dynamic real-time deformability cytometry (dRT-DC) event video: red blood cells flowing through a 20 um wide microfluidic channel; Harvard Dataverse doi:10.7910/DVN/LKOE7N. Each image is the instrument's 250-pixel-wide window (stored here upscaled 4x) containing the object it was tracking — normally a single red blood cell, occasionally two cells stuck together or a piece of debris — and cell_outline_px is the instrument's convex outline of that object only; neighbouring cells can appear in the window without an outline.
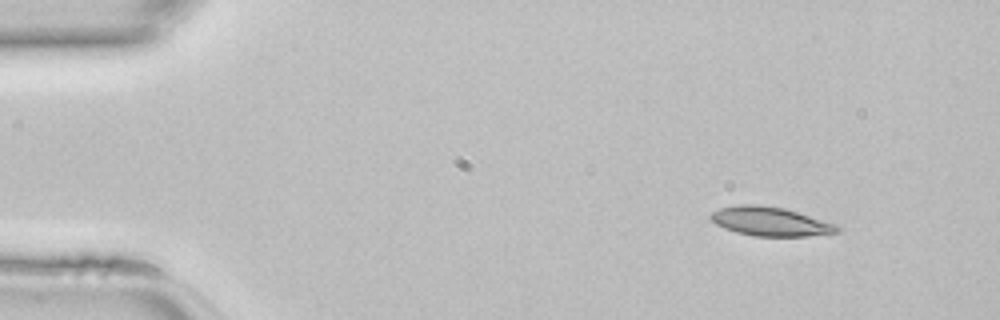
{"species": "common noctule bat (a hibernating species)", "species_latin": "Nyctalus noctula", "temperature_condition": "room temperature", "stored_images_in_passage": 42, "camera_frame_rate_fps": 3000, "um_per_image_px": 0.085, "animal": {"sex": "female", "body_mass_g": 22.7, "forearm_length_mm": 54.2}, "frame": {"image": 1, "passage_image": 1, "time_ms": 0.0, "image_size_px": [1000, 320], "cell_outline_px": [[840, 232], [808, 236], [752, 236], [736, 232], [724, 228], [716, 224], [708, 216], [712, 212], [720, 208], [740, 204], [756, 204], [784, 208], [836, 224], [840, 228]], "centroid_in_image_um": [65.46, 18.83], "position_along_channel_um": 19.5, "area_um2": 21.33}}
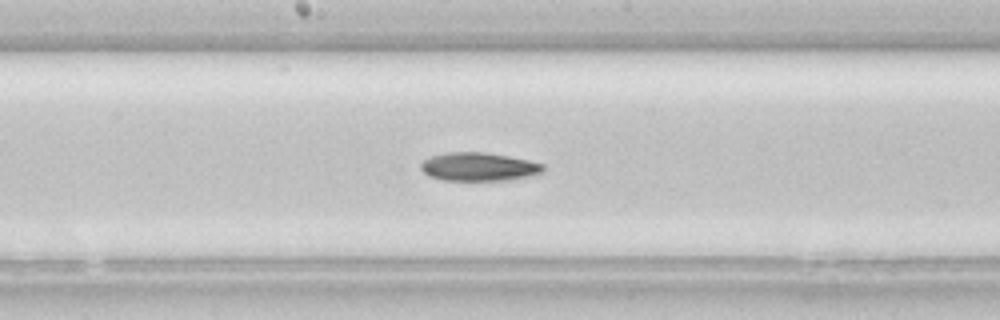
{"frame": {"image": 2, "passage_image": 20, "time_ms": 6.333, "image_size_px": [1000, 320], "cell_outline_px": [[544, 172], [528, 176], [508, 180], [444, 180], [428, 176], [420, 168], [420, 164], [424, 160], [432, 156], [448, 152], [484, 152], [508, 156], [528, 160], [544, 164]], "centroid_in_image_um": [40.69, 14.17], "position_along_channel_um": 207.5, "area_um2": 20.17}}
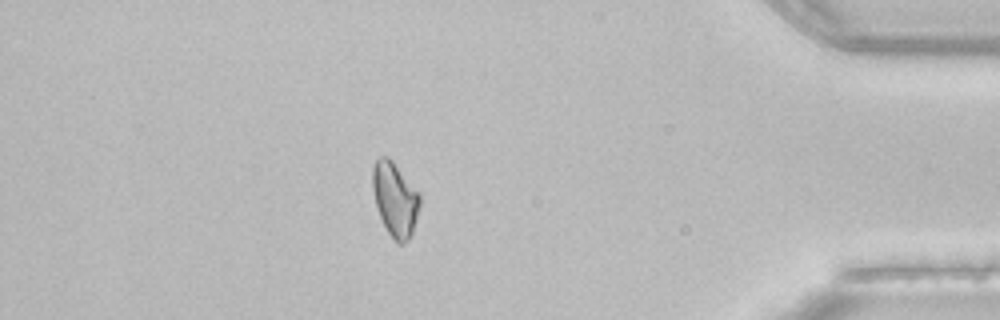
{"frame": {"image": 3, "passage_image": 36, "time_ms": 11.667, "image_size_px": [1000, 320], "cell_outline_px": [[420, 204], [416, 220], [412, 232], [408, 240], [404, 244], [396, 244], [388, 232], [376, 208], [372, 188], [372, 168], [376, 160], [380, 156], [388, 156], [392, 160], [420, 192]], "centroid_in_image_um": [33.58, 16.93], "position_along_channel_um": 401.6, "area_um2": 20.63}}